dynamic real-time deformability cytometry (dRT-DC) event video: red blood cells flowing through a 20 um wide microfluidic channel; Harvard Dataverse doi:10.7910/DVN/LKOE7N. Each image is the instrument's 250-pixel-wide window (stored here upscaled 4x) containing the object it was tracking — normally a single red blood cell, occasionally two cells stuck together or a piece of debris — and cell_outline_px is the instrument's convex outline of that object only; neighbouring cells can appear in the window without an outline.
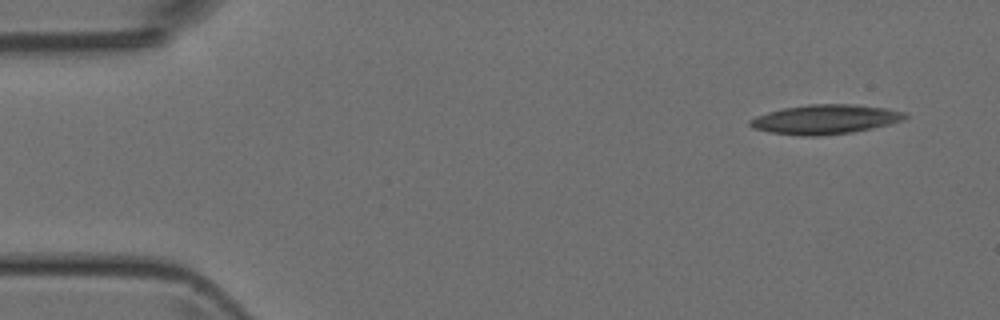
{"species": "Egyptian fruit bat (a non-hibernating species)", "species_latin": "Rousettus aegyptiacus", "temperature_condition": "room temperature", "stored_images_in_passage": 5, "segment_of_instrument_passage": [1, 2], "camera_frame_rate_fps": 3000, "um_per_image_px": 0.085, "animal": {"sex": "female"}, "frame": {"image": 1, "passage_image": 1, "time_ms": 0.0, "image_size_px": [1000, 320], "cell_outline_px": [[908, 116], [904, 120], [892, 124], [852, 132], [820, 136], [800, 136], [772, 132], [752, 128], [748, 124], [748, 120], [756, 116], [768, 112], [784, 108], [808, 104], [856, 104], [888, 108], [908, 112]], "centroid_in_image_um": [70.2, 10.14], "position_along_channel_um": 14.8, "area_um2": 26.88}}
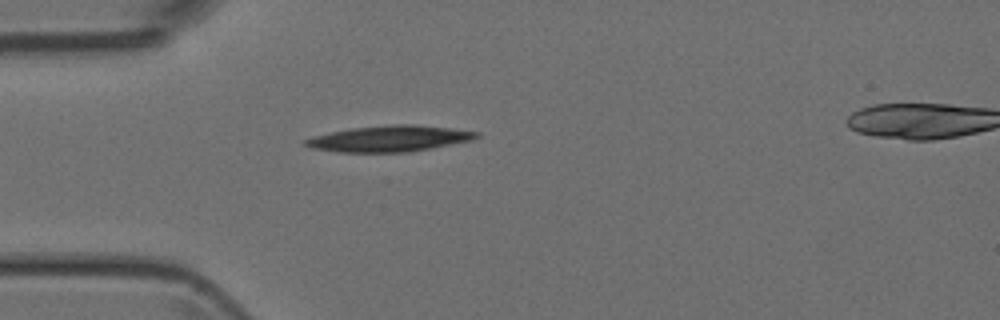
{"frame": {"image": 2, "passage_image": 4, "time_ms": 3.333, "image_size_px": [1000, 320], "cell_outline_px": [[480, 136], [472, 140], [408, 152], [340, 152], [312, 148], [304, 144], [304, 140], [312, 136], [352, 128], [388, 124], [412, 124], [452, 128], [480, 132]], "centroid_in_image_um": [33.11, 11.77], "position_along_channel_um": 51.9, "area_um2": 25.84}}